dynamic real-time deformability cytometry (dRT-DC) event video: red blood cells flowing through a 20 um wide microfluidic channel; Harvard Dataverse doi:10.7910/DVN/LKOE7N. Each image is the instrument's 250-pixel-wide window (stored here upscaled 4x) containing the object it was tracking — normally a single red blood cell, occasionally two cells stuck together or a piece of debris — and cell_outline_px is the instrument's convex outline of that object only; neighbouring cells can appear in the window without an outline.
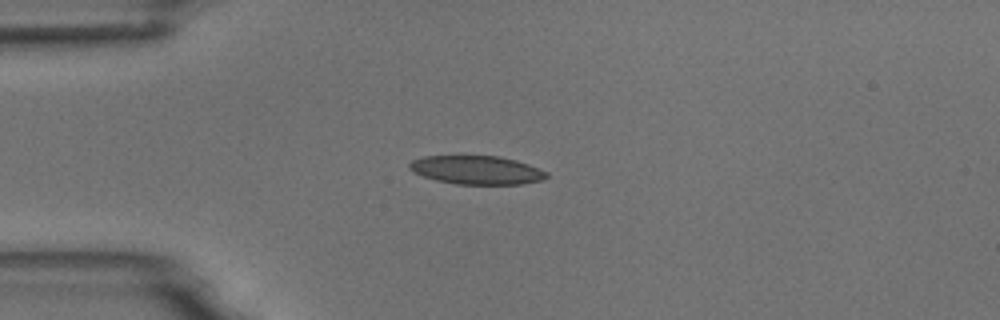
{"species": "common noctule bat (a hibernating species)", "species_latin": "Nyctalus noctula", "temperature_condition": "room temperature", "stored_images_in_passage": 3, "camera_frame_rate_fps": 3000, "um_per_image_px": 0.085, "animal": {"sex": "male", "body_mass_g": 18.8}, "frame": {"image": 1, "passage_image": 1, "time_ms": 0.0, "image_size_px": [1000, 320], "cell_outline_px": [[548, 176], [540, 180], [520, 184], [456, 184], [436, 180], [412, 172], [408, 168], [408, 164], [412, 160], [424, 156], [500, 156], [516, 160], [528, 164], [548, 172]], "centroid_in_image_um": [40.49, 14.45], "position_along_channel_um": 44.5, "area_um2": 22.77}}
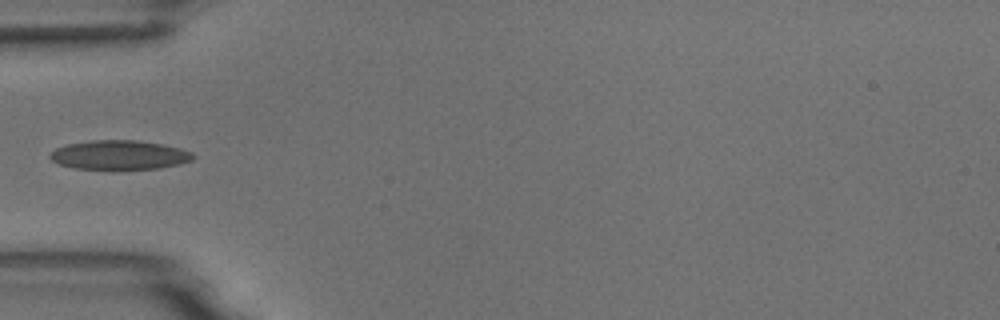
{"frame": {"image": 2, "passage_image": 2, "time_ms": 1.333, "image_size_px": [1000, 320], "cell_outline_px": [[196, 156], [192, 160], [180, 164], [160, 168], [116, 172], [76, 168], [60, 164], [52, 160], [48, 156], [56, 148], [68, 144], [92, 140], [136, 140], [160, 144], [180, 148], [192, 152]], "centroid_in_image_um": [10.17, 13.22], "position_along_channel_um": 74.8, "area_um2": 25.14}}